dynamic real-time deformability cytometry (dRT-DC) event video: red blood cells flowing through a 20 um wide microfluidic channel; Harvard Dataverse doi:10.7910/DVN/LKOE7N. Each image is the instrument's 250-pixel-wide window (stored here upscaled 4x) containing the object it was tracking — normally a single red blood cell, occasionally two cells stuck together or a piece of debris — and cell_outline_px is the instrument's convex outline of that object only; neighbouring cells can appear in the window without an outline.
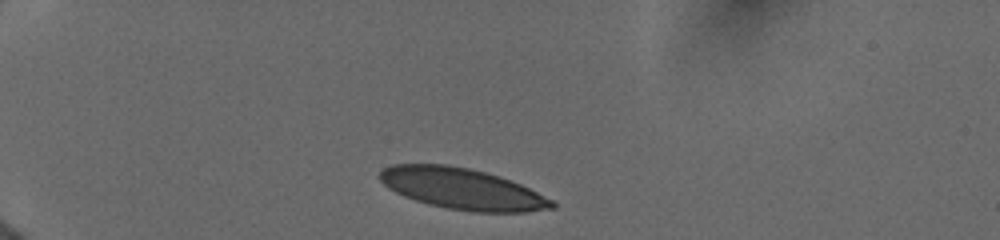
{"species": "human", "species_latin": "Homo sapiens", "temperature_condition": "cold", "stored_images_in_passage": 24, "camera_frame_rate_fps": 3000, "um_per_image_px": 0.085, "donor": {"sex": "female"}, "frame": {"image": 1, "passage_image": 1, "time_ms": 0.0, "image_size_px": [1000, 240], "cell_outline_px": [[556, 208], [528, 212], [472, 212], [448, 208], [428, 204], [404, 196], [388, 188], [380, 180], [380, 172], [384, 168], [392, 164], [448, 164], [468, 168], [500, 176], [520, 184], [552, 200], [556, 204]], "centroid_in_image_um": [39.29, 16.05], "position_along_channel_um": 45.7, "area_um2": 41.1}}
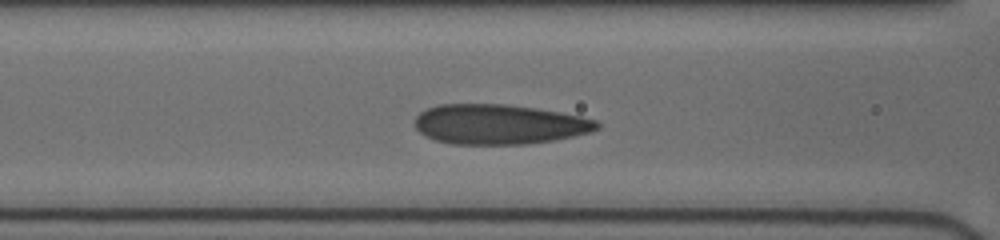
{"frame": {"image": 2, "passage_image": 15, "time_ms": 3.333, "image_size_px": [1000, 240], "cell_outline_px": [[600, 128], [592, 132], [552, 140], [528, 144], [452, 144], [436, 140], [420, 132], [416, 128], [416, 116], [420, 112], [428, 108], [440, 104], [504, 104], [560, 112], [580, 116], [596, 120], [600, 124]], "centroid_in_image_um": [42.44, 10.57], "position_along_channel_um": 124.2, "area_um2": 42.14}}
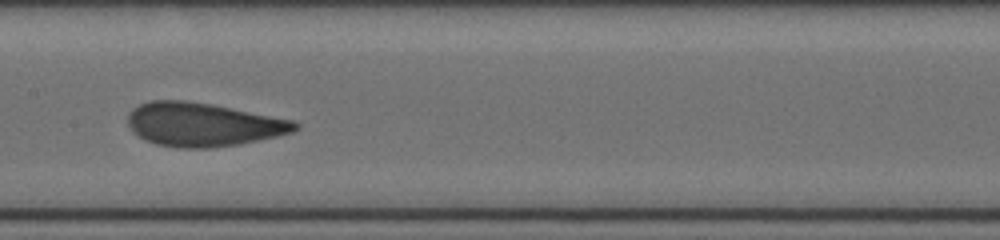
{"frame": {"image": 3, "passage_image": 21, "time_ms": 5.0, "image_size_px": [1000, 240], "cell_outline_px": [[300, 128], [292, 132], [276, 136], [236, 144], [212, 148], [176, 148], [156, 144], [144, 140], [132, 132], [128, 124], [128, 112], [132, 108], [140, 104], [152, 100], [184, 100], [212, 104], [292, 120], [300, 124]], "centroid_in_image_um": [17.2, 10.58], "position_along_channel_um": 190.2, "area_um2": 42.48}}